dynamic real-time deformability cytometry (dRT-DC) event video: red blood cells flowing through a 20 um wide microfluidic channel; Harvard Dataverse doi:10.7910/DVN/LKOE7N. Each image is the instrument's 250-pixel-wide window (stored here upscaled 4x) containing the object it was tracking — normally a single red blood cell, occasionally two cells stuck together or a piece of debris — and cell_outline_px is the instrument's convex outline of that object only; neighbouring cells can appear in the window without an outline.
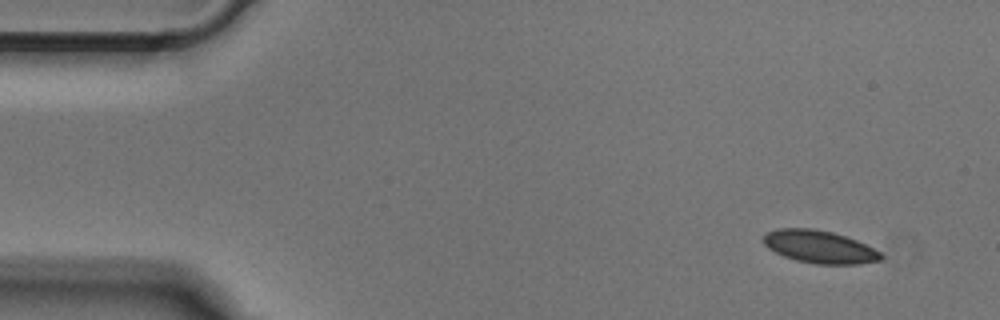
{"species": "Egyptian fruit bat (a non-hibernating species)", "species_latin": "Rousettus aegyptiacus", "temperature_condition": "cold", "stored_images_in_passage": 47, "camera_frame_rate_fps": 3000, "um_per_image_px": 0.085, "animal": {"sex": "male"}, "frame": {"image": 1, "passage_image": 1, "time_ms": 0.0, "image_size_px": [1000, 320], "cell_outline_px": [[884, 256], [880, 260], [860, 264], [816, 264], [796, 260], [784, 256], [768, 248], [764, 244], [764, 232], [776, 228], [812, 228], [832, 232], [856, 240], [880, 252]], "centroid_in_image_um": [69.63, 20.97], "position_along_channel_um": 15.4, "area_um2": 22.31}}
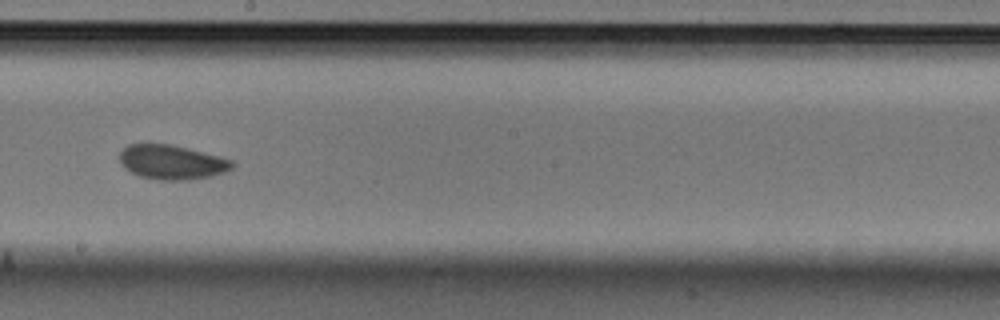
{"frame": {"image": 2, "passage_image": 25, "time_ms": 8.0, "image_size_px": [1000, 320], "cell_outline_px": [[236, 164], [232, 168], [224, 172], [212, 176], [188, 180], [160, 180], [140, 176], [124, 168], [120, 160], [120, 152], [128, 144], [172, 144], [220, 156], [232, 160]], "centroid_in_image_um": [14.63, 13.78], "position_along_channel_um": 233.6, "area_um2": 22.6}}
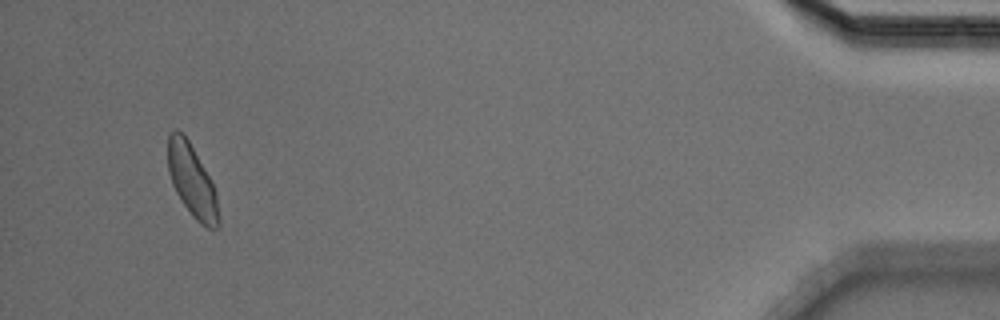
{"frame": {"image": 3, "passage_image": 45, "time_ms": 14.667, "image_size_px": [1000, 320], "cell_outline_px": [[220, 224], [216, 228], [208, 228], [200, 224], [192, 216], [176, 192], [172, 184], [168, 172], [168, 136], [176, 128], [184, 132], [208, 176], [216, 192], [220, 216]], "centroid_in_image_um": [16.32, 15.38], "position_along_channel_um": 418.9, "area_um2": 21.27}}